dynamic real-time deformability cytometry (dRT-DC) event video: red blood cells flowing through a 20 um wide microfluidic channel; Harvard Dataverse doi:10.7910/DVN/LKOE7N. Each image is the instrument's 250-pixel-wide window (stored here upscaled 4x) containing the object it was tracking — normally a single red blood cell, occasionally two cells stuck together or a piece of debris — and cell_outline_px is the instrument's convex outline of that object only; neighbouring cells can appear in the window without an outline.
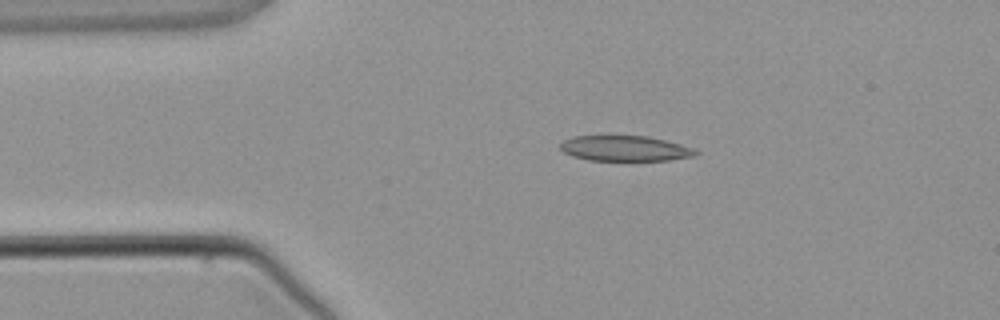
{"species": "common noctule bat (a hibernating species)", "species_latin": "Nyctalus noctula", "temperature_condition": "warm", "stored_images_in_passage": 4, "camera_frame_rate_fps": 3000, "um_per_image_px": 0.085, "animal": {"sex": "male", "body_mass_g": 21.5, "forearm_length_mm": 52.0}, "frame": {"image": 1, "passage_image": 2, "time_ms": 1.333, "image_size_px": [1000, 320], "cell_outline_px": [[700, 152], [696, 156], [668, 160], [588, 160], [572, 156], [564, 152], [560, 148], [560, 144], [564, 140], [572, 136], [648, 136], [680, 144], [692, 148]], "centroid_in_image_um": [53.12, 12.61], "position_along_channel_um": 31.9, "area_um2": 19.94}}
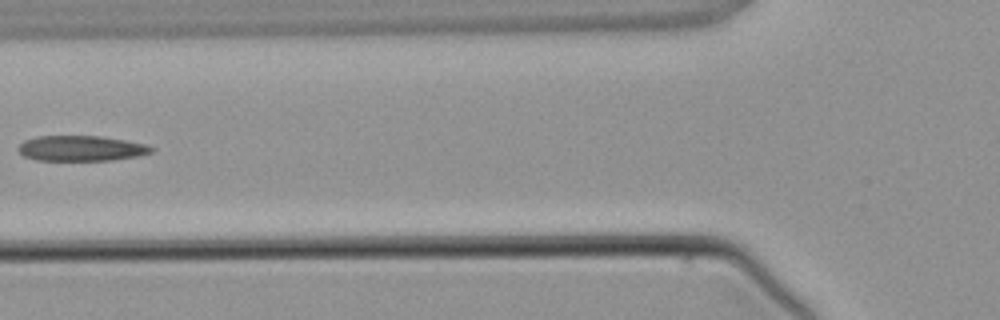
{"frame": {"image": 2, "passage_image": 4, "time_ms": 4.0, "image_size_px": [1000, 320], "cell_outline_px": [[156, 148], [152, 152], [136, 156], [112, 160], [36, 160], [24, 156], [16, 148], [24, 140], [36, 136], [100, 136], [124, 140], [144, 144]], "centroid_in_image_um": [6.87, 12.6], "position_along_channel_um": 118.9, "area_um2": 19.59}}